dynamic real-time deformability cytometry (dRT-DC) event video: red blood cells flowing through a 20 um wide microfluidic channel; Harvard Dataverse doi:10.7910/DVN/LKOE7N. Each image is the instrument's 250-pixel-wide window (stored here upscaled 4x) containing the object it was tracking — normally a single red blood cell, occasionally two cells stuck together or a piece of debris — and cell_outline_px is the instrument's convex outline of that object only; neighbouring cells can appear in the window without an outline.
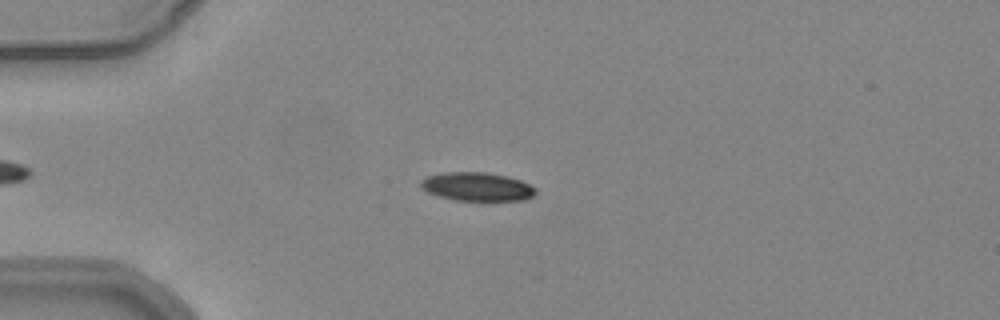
{"species": "common noctule bat (a hibernating species)", "species_latin": "Nyctalus noctula", "temperature_condition": "warm", "stored_images_in_passage": 12, "camera_frame_rate_fps": 3000, "um_per_image_px": 0.085, "animal": {"sex": "female", "body_mass_g": 24.6, "forearm_length_mm": 56.2}, "frame": {"image": 1, "passage_image": 7, "time_ms": 2.0, "image_size_px": [1000, 320], "cell_outline_px": [[536, 192], [532, 196], [524, 200], [456, 200], [440, 196], [428, 192], [420, 188], [420, 180], [428, 176], [444, 172], [488, 172], [508, 176], [520, 180], [536, 188]], "centroid_in_image_um": [40.54, 15.85], "position_along_channel_um": 44.5, "area_um2": 19.07}}